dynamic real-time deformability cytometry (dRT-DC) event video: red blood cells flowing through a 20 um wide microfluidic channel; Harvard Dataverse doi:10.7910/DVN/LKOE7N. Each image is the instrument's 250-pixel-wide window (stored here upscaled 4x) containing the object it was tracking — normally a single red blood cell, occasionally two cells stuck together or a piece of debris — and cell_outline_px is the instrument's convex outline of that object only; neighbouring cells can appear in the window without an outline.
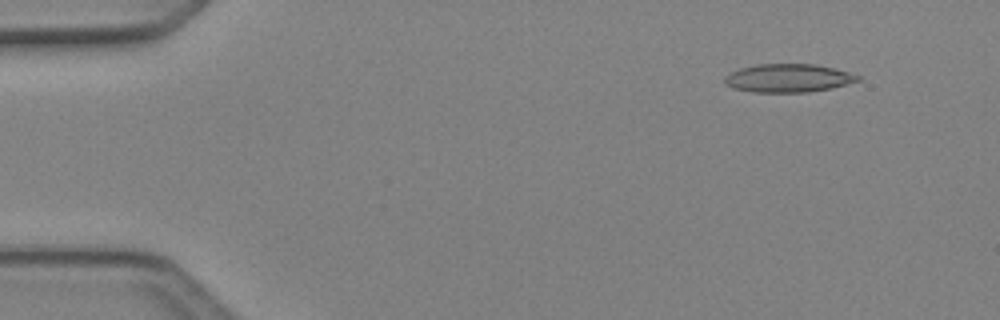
{"species": "Egyptian fruit bat (a non-hibernating species)", "species_latin": "Rousettus aegyptiacus", "temperature_condition": "cold", "stored_images_in_passage": 51, "segment_of_instrument_passage": [1, 2], "camera_frame_rate_fps": 3000, "um_per_image_px": 0.085, "animal": {"sex": "female"}, "frame": {"image": 1, "passage_image": 5, "time_ms": 1.333, "image_size_px": [1000, 320], "cell_outline_px": [[860, 80], [832, 88], [808, 92], [752, 92], [732, 88], [724, 84], [724, 76], [740, 68], [756, 64], [816, 64], [848, 72], [860, 76]], "centroid_in_image_um": [66.96, 6.64], "position_along_channel_um": 18.0, "area_um2": 21.96}}
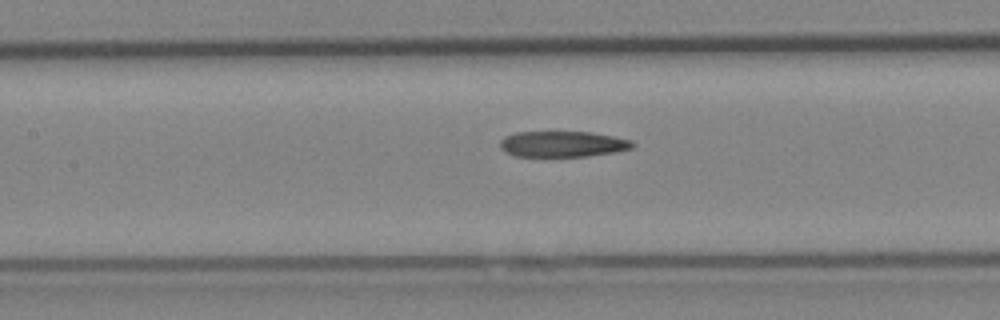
{"frame": {"image": 2, "passage_image": 23, "time_ms": 7.333, "image_size_px": [1000, 320], "cell_outline_px": [[636, 144], [632, 148], [616, 152], [588, 156], [516, 156], [504, 152], [500, 148], [500, 140], [504, 136], [516, 132], [592, 132], [632, 140]], "centroid_in_image_um": [47.82, 12.24], "position_along_channel_um": 159.6, "area_um2": 20.06}}
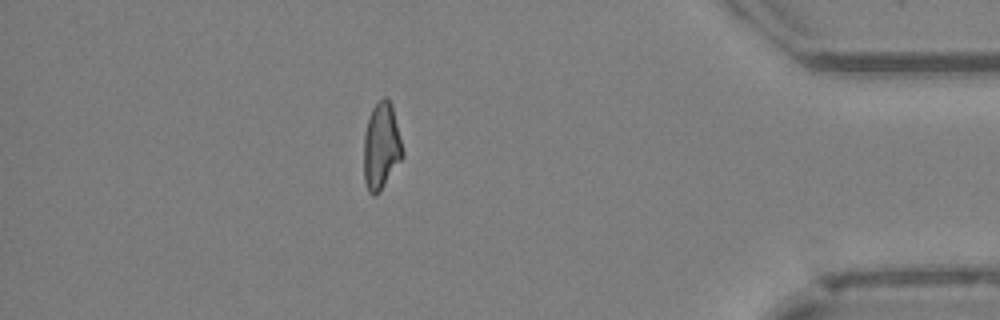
{"frame": {"image": 3, "passage_image": 44, "time_ms": 14.333, "image_size_px": [1000, 320], "cell_outline_px": [[404, 156], [380, 192], [376, 196], [372, 196], [368, 192], [364, 180], [364, 132], [368, 116], [372, 108], [384, 96], [392, 104], [404, 152]], "centroid_in_image_um": [32.4, 12.46], "position_along_channel_um": 402.8, "area_um2": 19.88}}